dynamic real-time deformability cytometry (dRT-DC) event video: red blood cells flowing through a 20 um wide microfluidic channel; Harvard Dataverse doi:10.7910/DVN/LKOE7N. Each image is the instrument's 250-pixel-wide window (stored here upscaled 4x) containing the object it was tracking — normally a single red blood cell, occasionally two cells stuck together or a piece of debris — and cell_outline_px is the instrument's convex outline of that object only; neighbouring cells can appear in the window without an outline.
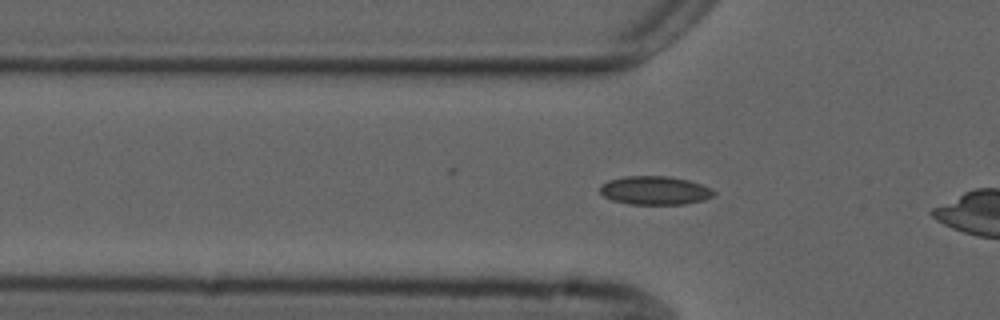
{"species": "common noctule bat (a hibernating species)", "species_latin": "Nyctalus noctula", "temperature_condition": "cold", "stored_images_in_passage": 20, "camera_frame_rate_fps": 3000, "um_per_image_px": 0.085, "animal": {"sex": "male", "forearm_length_mm": 52.5}, "frame": {"image": 1, "passage_image": 7, "time_ms": 2.0, "image_size_px": [1000, 320], "cell_outline_px": [[716, 192], [712, 196], [704, 200], [684, 204], [628, 204], [612, 200], [604, 196], [600, 192], [600, 184], [608, 180], [624, 176], [668, 176], [688, 180], [712, 188]], "centroid_in_image_um": [55.65, 16.18], "position_along_channel_um": 70.2, "area_um2": 19.02}}
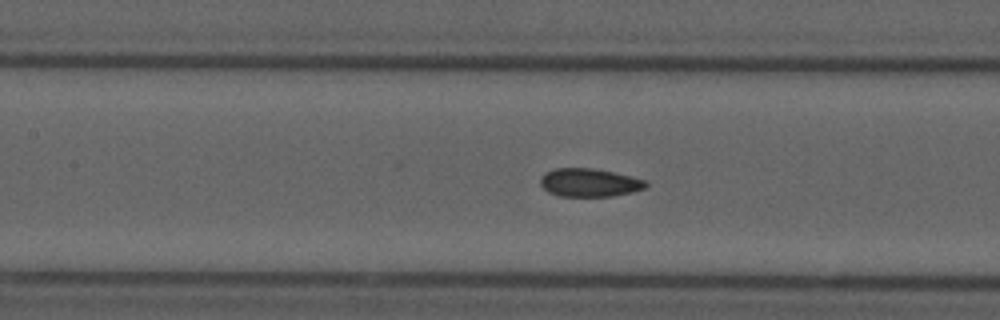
{"frame": {"image": 2, "passage_image": 14, "time_ms": 4.333, "image_size_px": [1000, 320], "cell_outline_px": [[648, 184], [644, 188], [632, 192], [612, 196], [560, 196], [548, 192], [540, 184], [540, 176], [544, 172], [556, 168], [592, 168], [632, 176], [648, 180]], "centroid_in_image_um": [50.09, 15.51], "position_along_channel_um": 157.3, "area_um2": 17.46}}
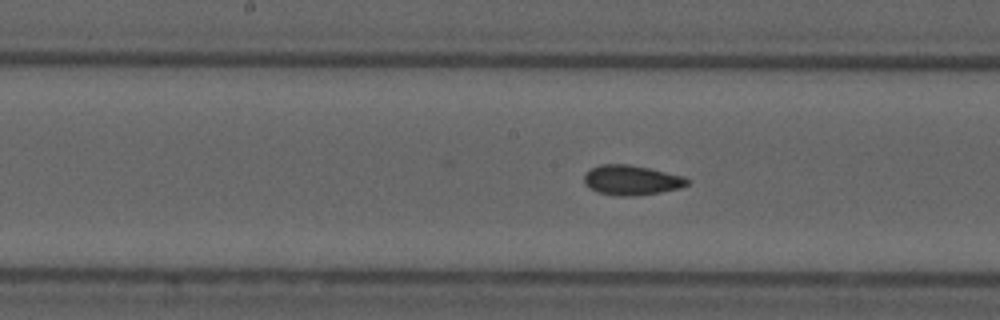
{"frame": {"image": 3, "passage_image": 17, "time_ms": 5.333, "image_size_px": [1000, 320], "cell_outline_px": [[692, 180], [688, 184], [680, 188], [660, 192], [628, 196], [616, 196], [596, 192], [588, 188], [584, 184], [584, 176], [592, 168], [600, 164], [628, 164], [648, 168], [684, 176]], "centroid_in_image_um": [53.67, 15.31], "position_along_channel_um": 194.5, "area_um2": 17.98}}